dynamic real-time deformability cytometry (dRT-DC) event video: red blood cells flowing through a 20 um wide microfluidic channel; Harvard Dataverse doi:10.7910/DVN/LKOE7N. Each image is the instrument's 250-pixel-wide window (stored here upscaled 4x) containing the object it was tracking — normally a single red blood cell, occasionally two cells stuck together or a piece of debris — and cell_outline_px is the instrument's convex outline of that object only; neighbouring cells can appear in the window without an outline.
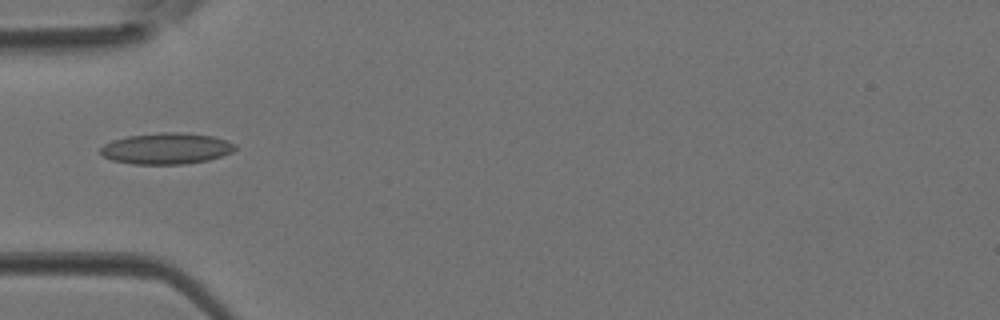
{"species": "Egyptian fruit bat (a non-hibernating species)", "species_latin": "Rousettus aegyptiacus", "temperature_condition": "room temperature", "stored_images_in_passage": 2, "camera_frame_rate_fps": 3000, "um_per_image_px": 0.085, "animal": {"sex": "female"}, "frame": {"image": 1, "passage_image": 2, "time_ms": 0.333, "image_size_px": [1000, 320], "cell_outline_px": [[236, 148], [232, 152], [208, 160], [184, 164], [132, 164], [112, 160], [104, 156], [100, 152], [100, 148], [104, 144], [112, 140], [128, 136], [160, 132], [176, 132], [212, 136], [236, 144]], "centroid_in_image_um": [14.12, 12.62], "position_along_channel_um": 70.9, "area_um2": 24.33}}